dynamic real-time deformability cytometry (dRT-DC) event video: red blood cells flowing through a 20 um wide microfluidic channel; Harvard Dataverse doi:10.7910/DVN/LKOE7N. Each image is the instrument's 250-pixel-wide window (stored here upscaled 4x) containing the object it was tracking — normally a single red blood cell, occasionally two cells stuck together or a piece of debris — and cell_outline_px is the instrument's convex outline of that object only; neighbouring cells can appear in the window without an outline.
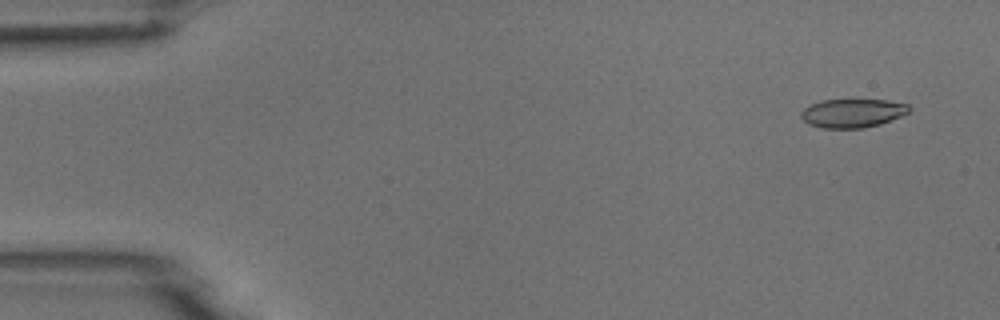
{"species": "common noctule bat (a hibernating species)", "species_latin": "Nyctalus noctula", "temperature_condition": "room temperature", "stored_images_in_passage": 5, "camera_frame_rate_fps": 3000, "um_per_image_px": 0.085, "animal": {"sex": "male", "body_mass_g": 18.8}, "frame": {"image": 1, "passage_image": 1, "time_ms": 0.0, "image_size_px": [1000, 320], "cell_outline_px": [[912, 108], [908, 112], [900, 116], [880, 124], [864, 128], [820, 128], [808, 124], [800, 116], [800, 112], [804, 108], [820, 100], [888, 100], [908, 104]], "centroid_in_image_um": [72.45, 9.62], "position_along_channel_um": 12.5, "area_um2": 18.09}}
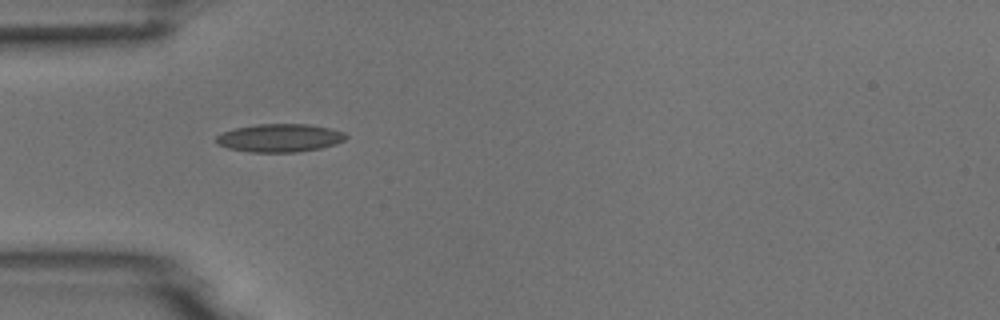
{"frame": {"image": 2, "passage_image": 4, "time_ms": 4.333, "image_size_px": [1000, 320], "cell_outline_px": [[348, 136], [344, 140], [336, 144], [320, 148], [296, 152], [248, 152], [228, 148], [216, 144], [216, 136], [224, 132], [236, 128], [256, 124], [308, 124], [328, 128], [344, 132]], "centroid_in_image_um": [23.77, 11.73], "position_along_channel_um": 61.2, "area_um2": 21.21}}
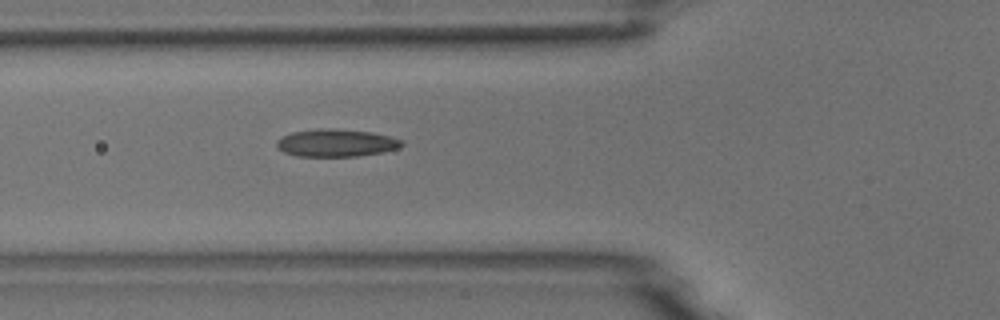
{"frame": {"image": 3, "passage_image": 5, "time_ms": 5.333, "image_size_px": [1000, 320], "cell_outline_px": [[404, 144], [400, 148], [380, 152], [356, 156], [296, 156], [284, 152], [276, 144], [276, 140], [292, 132], [320, 128], [336, 128], [372, 132], [392, 136], [404, 140]], "centroid_in_image_um": [28.62, 12.13], "position_along_channel_um": 97.2, "area_um2": 20.17}}